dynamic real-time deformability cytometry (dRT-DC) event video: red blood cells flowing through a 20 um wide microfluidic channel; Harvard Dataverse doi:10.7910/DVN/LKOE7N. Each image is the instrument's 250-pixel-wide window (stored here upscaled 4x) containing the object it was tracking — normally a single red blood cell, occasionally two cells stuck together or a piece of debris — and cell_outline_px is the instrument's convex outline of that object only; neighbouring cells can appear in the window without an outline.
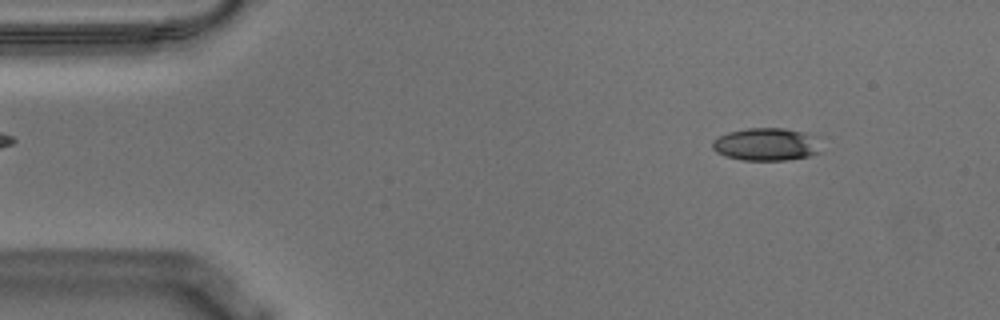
{"species": "Egyptian fruit bat (a non-hibernating species)", "species_latin": "Rousettus aegyptiacus", "temperature_condition": "warm", "stored_images_in_passage": 14, "camera_frame_rate_fps": 3000, "um_per_image_px": 0.085, "animal": {"sex": "male"}, "frame": {"image": 1, "passage_image": 4, "time_ms": 1.0, "image_size_px": [1000, 320], "cell_outline_px": [[820, 152], [808, 156], [788, 160], [744, 160], [724, 156], [716, 152], [712, 148], [712, 140], [728, 132], [748, 128], [784, 128], [816, 136]], "centroid_in_image_um": [65.1, 12.27], "position_along_channel_um": 19.9, "area_um2": 20.63}}
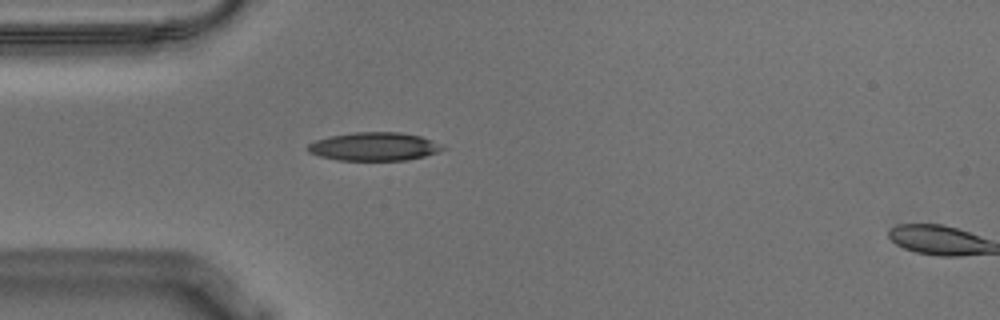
{"frame": {"image": 2, "passage_image": 13, "time_ms": 4.0, "image_size_px": [1000, 320], "cell_outline_px": [[448, 148], [424, 156], [408, 160], [336, 160], [320, 156], [308, 152], [304, 148], [308, 144], [316, 140], [328, 136], [356, 132], [400, 132], [420, 136], [444, 144]], "centroid_in_image_um": [31.8, 12.45], "position_along_channel_um": 53.2, "area_um2": 22.48}}